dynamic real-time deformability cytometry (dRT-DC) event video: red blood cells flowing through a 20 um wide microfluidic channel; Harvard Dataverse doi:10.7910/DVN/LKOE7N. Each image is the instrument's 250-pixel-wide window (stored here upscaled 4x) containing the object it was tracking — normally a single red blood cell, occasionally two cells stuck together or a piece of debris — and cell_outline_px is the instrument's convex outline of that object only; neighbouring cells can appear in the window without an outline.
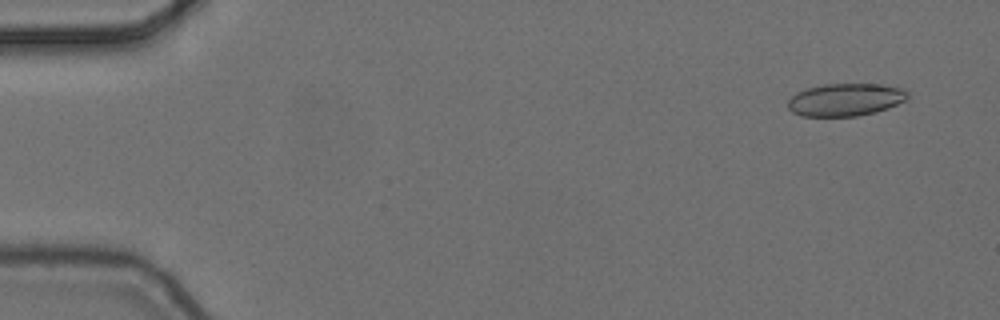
{"species": "common noctule bat (a hibernating species)", "species_latin": "Nyctalus noctula", "temperature_condition": "cold", "stored_images_in_passage": 6, "camera_frame_rate_fps": 3000, "um_per_image_px": 0.085, "animal": {"sex": "female", "body_mass_g": 24.6, "forearm_length_mm": 56.2}, "frame": {"image": 1, "passage_image": 2, "time_ms": 0.333, "image_size_px": [1000, 320], "cell_outline_px": [[908, 96], [904, 100], [888, 108], [876, 112], [856, 116], [800, 116], [792, 112], [788, 108], [788, 100], [796, 92], [808, 88], [824, 84], [880, 84], [904, 88], [908, 92]], "centroid_in_image_um": [71.85, 8.47], "position_along_channel_um": 13.1, "area_um2": 22.77}}